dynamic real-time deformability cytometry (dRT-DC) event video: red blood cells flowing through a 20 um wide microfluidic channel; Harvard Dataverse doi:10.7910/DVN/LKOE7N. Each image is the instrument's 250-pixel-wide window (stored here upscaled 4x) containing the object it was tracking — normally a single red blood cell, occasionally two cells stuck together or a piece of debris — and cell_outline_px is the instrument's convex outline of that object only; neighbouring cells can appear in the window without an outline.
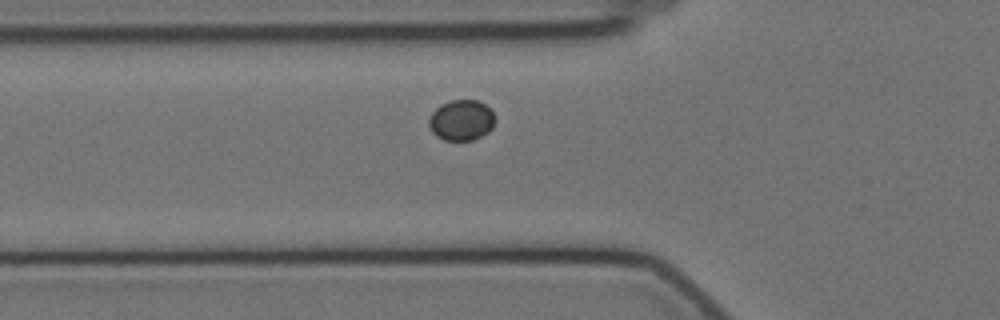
{"species": "Egyptian fruit bat (a non-hibernating species)", "species_latin": "Rousettus aegyptiacus", "temperature_condition": "cold", "stored_images_in_passage": 34, "camera_frame_rate_fps": 3000, "um_per_image_px": 0.085, "animal": {"sex": "female"}, "frame": {"image": 1, "passage_image": 2, "time_ms": 0.333, "image_size_px": [1000, 320], "cell_outline_px": [[496, 120], [492, 128], [488, 132], [472, 140], [444, 140], [436, 136], [432, 132], [428, 124], [428, 120], [432, 112], [440, 104], [448, 100], [476, 100], [484, 104], [492, 112]], "centroid_in_image_um": [39.2, 10.21], "position_along_channel_um": 86.6, "area_um2": 15.72}}
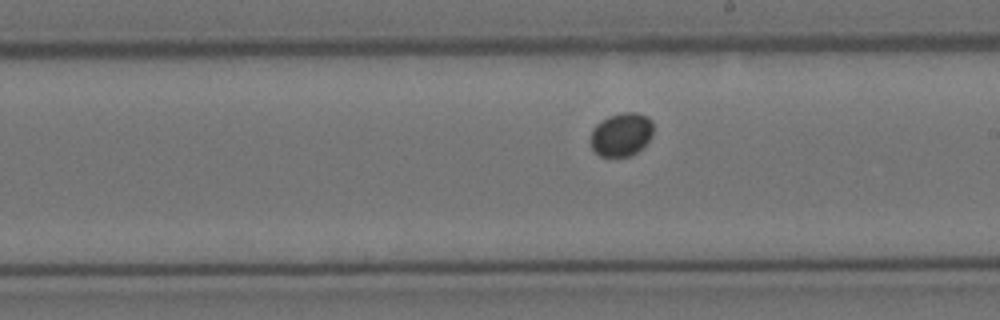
{"frame": {"image": 2, "passage_image": 15, "time_ms": 4.667, "image_size_px": [1000, 320], "cell_outline_px": [[652, 136], [636, 152], [628, 156], [600, 156], [592, 148], [588, 140], [592, 128], [600, 120], [608, 116], [624, 112], [636, 112], [648, 116], [652, 120]], "centroid_in_image_um": [52.77, 11.4], "position_along_channel_um": 236.2, "area_um2": 16.01}}
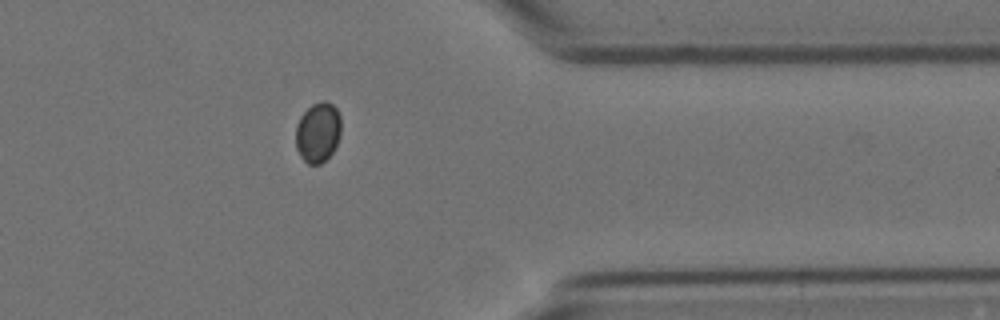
{"frame": {"image": 3, "passage_image": 29, "time_ms": 9.333, "image_size_px": [1000, 320], "cell_outline_px": [[340, 136], [332, 152], [320, 164], [308, 164], [300, 156], [296, 148], [296, 124], [300, 116], [312, 104], [320, 100], [324, 100], [332, 104], [336, 108], [340, 116]], "centroid_in_image_um": [27.01, 11.23], "position_along_channel_um": 384.4, "area_um2": 15.9}}